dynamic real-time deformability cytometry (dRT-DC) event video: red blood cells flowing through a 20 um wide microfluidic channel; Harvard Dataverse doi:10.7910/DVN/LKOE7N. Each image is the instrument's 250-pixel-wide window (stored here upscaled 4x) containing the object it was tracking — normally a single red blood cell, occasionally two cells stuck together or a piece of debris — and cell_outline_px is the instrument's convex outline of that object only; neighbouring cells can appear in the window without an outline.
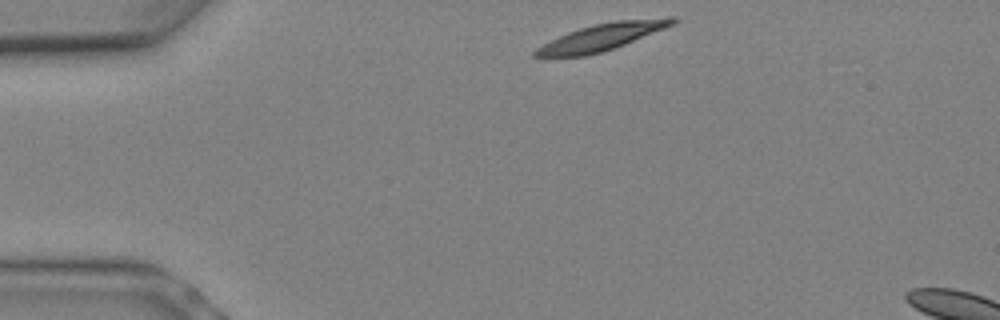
{"species": "Egyptian fruit bat (a non-hibernating species)", "species_latin": "Rousettus aegyptiacus", "temperature_condition": "warm", "stored_images_in_passage": 3, "camera_frame_rate_fps": 3000, "um_per_image_px": 0.085, "animal": {"sex": "female"}, "frame": {"image": 1, "passage_image": 1, "time_ms": 0.0, "image_size_px": [1000, 320], "cell_outline_px": [[676, 20], [672, 24], [664, 28], [624, 44], [600, 52], [584, 56], [532, 56], [532, 52], [536, 48], [568, 32], [580, 28], [596, 24], [616, 20], [668, 16], [676, 16]], "centroid_in_image_um": [51.19, 3.12], "position_along_channel_um": 33.8, "area_um2": 20.98}}